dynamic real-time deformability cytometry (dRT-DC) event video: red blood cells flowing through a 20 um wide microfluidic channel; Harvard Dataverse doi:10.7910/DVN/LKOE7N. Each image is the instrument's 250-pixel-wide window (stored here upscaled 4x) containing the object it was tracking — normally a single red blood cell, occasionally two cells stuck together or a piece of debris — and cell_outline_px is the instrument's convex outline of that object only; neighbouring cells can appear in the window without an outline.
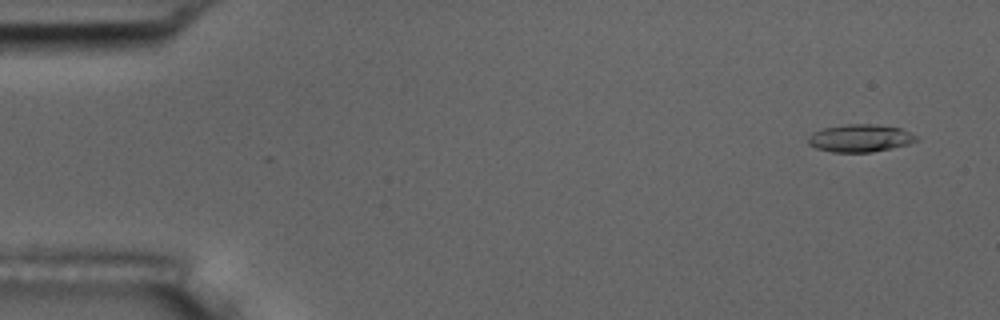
{"species": "common noctule bat (a hibernating species)", "species_latin": "Nyctalus noctula", "temperature_condition": "room temperature", "stored_images_in_passage": 5, "segment_of_instrument_passage": [2, 2], "camera_frame_rate_fps": 3000, "um_per_image_px": 0.085, "animal": {"sex": "male", "body_mass_g": 17.5, "forearm_length_mm": 52.3}, "frame": {"image": 1, "passage_image": 5, "time_ms": 5.667, "image_size_px": [1000, 320], "cell_outline_px": [[920, 136], [916, 140], [908, 144], [892, 148], [872, 152], [832, 152], [816, 148], [808, 144], [808, 136], [812, 132], [824, 128], [848, 124], [876, 124], [900, 128]], "centroid_in_image_um": [73.11, 11.74], "position_along_channel_um": 11.9, "area_um2": 17.46}}